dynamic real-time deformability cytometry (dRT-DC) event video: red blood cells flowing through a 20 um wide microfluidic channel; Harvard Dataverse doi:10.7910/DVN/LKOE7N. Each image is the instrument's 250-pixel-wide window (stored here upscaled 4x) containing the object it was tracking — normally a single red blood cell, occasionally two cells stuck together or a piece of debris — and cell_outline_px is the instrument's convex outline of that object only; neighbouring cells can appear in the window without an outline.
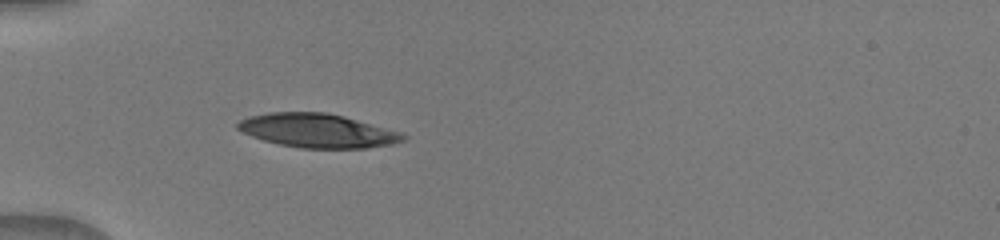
{"species": "human", "species_latin": "Homo sapiens", "temperature_condition": "warm", "stored_images_in_passage": 35, "camera_frame_rate_fps": 3000, "um_per_image_px": 0.085, "donor": {"sex": "male"}, "frame": {"image": 1, "passage_image": 1, "time_ms": 0.0, "image_size_px": [1000, 240], "cell_outline_px": [[408, 140], [392, 144], [368, 148], [300, 148], [280, 144], [264, 140], [252, 136], [236, 128], [236, 124], [240, 120], [248, 116], [268, 112], [328, 112], [344, 116], [404, 132], [408, 136]], "centroid_in_image_um": [27.06, 11.1], "position_along_channel_um": 57.9, "area_um2": 33.0}}
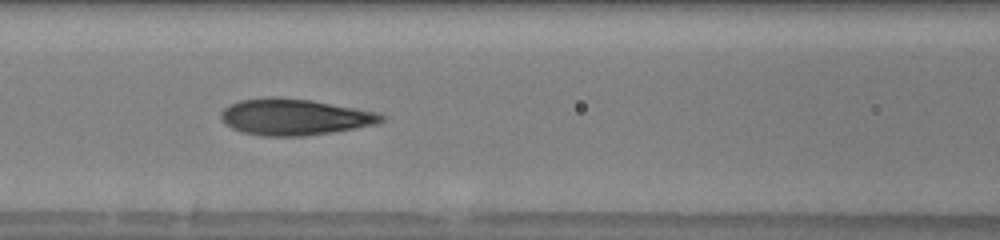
{"frame": {"image": 2, "passage_image": 8, "time_ms": 2.333, "image_size_px": [1000, 240], "cell_outline_px": [[388, 116], [384, 120], [376, 124], [356, 128], [332, 132], [304, 136], [260, 136], [240, 132], [224, 124], [220, 116], [220, 112], [228, 104], [240, 100], [264, 96], [272, 96], [312, 100], [380, 112]], "centroid_in_image_um": [25.03, 9.93], "position_along_channel_um": 141.6, "area_um2": 34.56}}
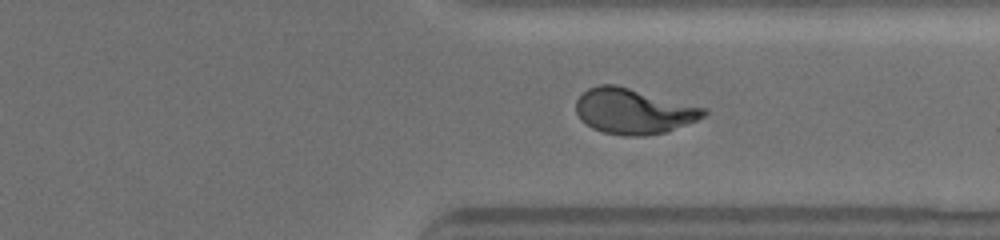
{"frame": {"image": 3, "passage_image": 24, "time_ms": 7.667, "image_size_px": [1000, 240], "cell_outline_px": [[708, 112], [704, 116], [696, 120], [668, 132], [644, 136], [624, 136], [604, 132], [592, 128], [576, 112], [576, 100], [588, 88], [600, 84], [616, 84], [708, 108]], "centroid_in_image_um": [53.89, 9.44], "position_along_channel_um": 357.5, "area_um2": 33.87}}